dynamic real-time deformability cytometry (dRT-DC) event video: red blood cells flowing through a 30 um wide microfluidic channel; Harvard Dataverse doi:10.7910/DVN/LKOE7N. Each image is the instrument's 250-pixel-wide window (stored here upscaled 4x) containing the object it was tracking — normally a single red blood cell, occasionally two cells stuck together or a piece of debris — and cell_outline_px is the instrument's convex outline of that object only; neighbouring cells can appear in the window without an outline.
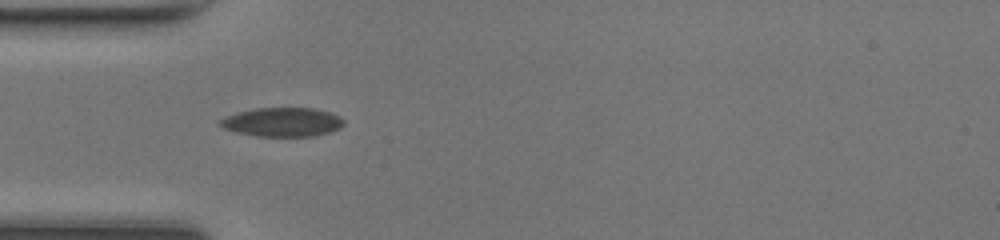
{"species": "common noctule bat (a hibernating species)", "species_latin": "Nyctalus noctula", "temperature_condition": "room temperature", "stored_images_in_passage": 34, "camera_frame_rate_fps": 3000, "um_per_image_px": 0.085, "animal": {"sex": "female", "body_mass_g": 17.0, "forearm_length_mm": 48.0}, "frame": {"image": 1, "passage_image": 1, "time_ms": 0.0, "image_size_px": [1000, 240], "cell_outline_px": [[344, 124], [340, 128], [332, 132], [316, 136], [256, 136], [236, 132], [224, 128], [216, 124], [216, 120], [236, 112], [256, 108], [316, 108], [340, 116], [344, 120]], "centroid_in_image_um": [23.98, 10.38], "position_along_channel_um": 61.0, "area_um2": 21.21}}
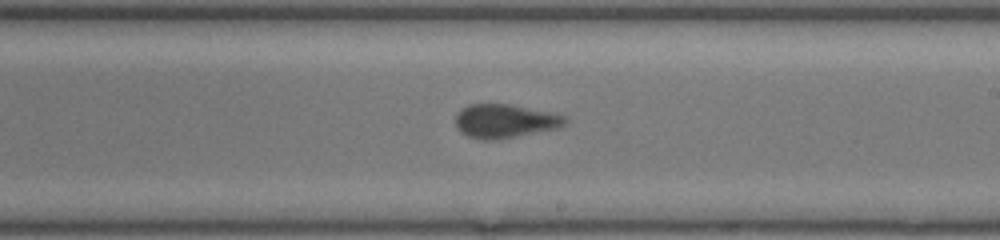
{"frame": {"image": 2, "passage_image": 14, "time_ms": 4.333, "image_size_px": [1000, 240], "cell_outline_px": [[568, 124], [560, 128], [496, 140], [480, 140], [468, 136], [460, 132], [456, 128], [456, 116], [468, 104], [508, 104], [548, 112], [564, 116], [568, 120]], "centroid_in_image_um": [42.93, 10.31], "position_along_channel_um": 246.1, "area_um2": 21.5}}
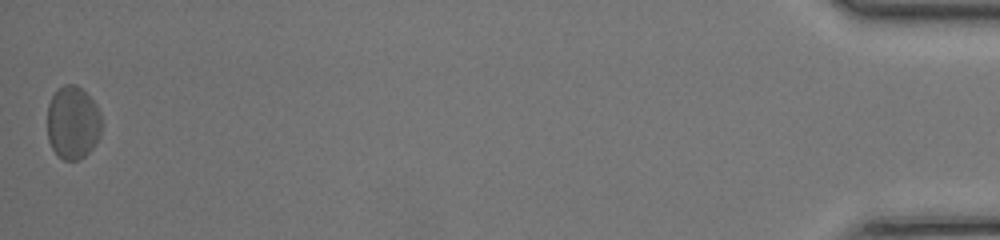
{"frame": {"image": 3, "passage_image": 34, "time_ms": 11.0, "image_size_px": [1000, 240], "cell_outline_px": [[100, 136], [92, 148], [80, 160], [64, 160], [52, 148], [48, 140], [48, 104], [52, 96], [64, 84], [76, 84], [96, 104], [100, 112]], "centroid_in_image_um": [6.18, 10.43], "position_along_channel_um": 429.0, "area_um2": 22.89}, "authors_computed_cell_mechanics": {"area_um2": 21.7906, "velocity_mm_per_s": 4.3085, "shape_relaxation_time_tau1_ms": null, "shape_relaxation_time_tau2_ms": 1.0456, "deformation_change_tau1": null, "deformation_change_tau2": 0.0793}}